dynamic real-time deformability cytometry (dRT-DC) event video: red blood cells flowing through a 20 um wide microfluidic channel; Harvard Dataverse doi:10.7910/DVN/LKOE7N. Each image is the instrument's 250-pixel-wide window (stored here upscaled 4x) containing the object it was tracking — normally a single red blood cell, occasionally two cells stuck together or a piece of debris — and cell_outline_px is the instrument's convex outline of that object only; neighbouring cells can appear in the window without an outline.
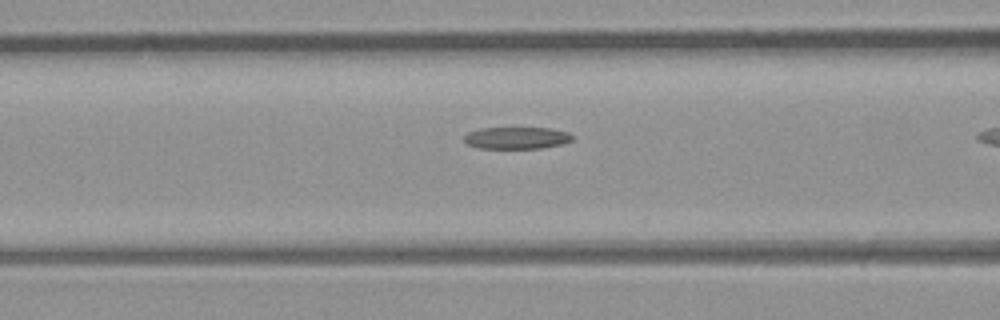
{"species": "common noctule bat (a hibernating species)", "species_latin": "Nyctalus noctula", "temperature_condition": "room temperature", "stored_images_in_passage": 26, "camera_frame_rate_fps": 3000, "um_per_image_px": 0.085, "animal": {"sex": "male", "body_mass_g": 23.1, "forearm_length_mm": 52.7}, "frame": {"image": 1, "passage_image": 8, "time_ms": 2.333, "image_size_px": [1000, 320], "cell_outline_px": [[572, 140], [560, 144], [540, 148], [476, 148], [468, 144], [464, 140], [464, 136], [468, 132], [480, 128], [552, 128], [568, 132], [572, 136]], "centroid_in_image_um": [43.89, 11.72], "position_along_channel_um": 122.7, "area_um2": 13.76}}
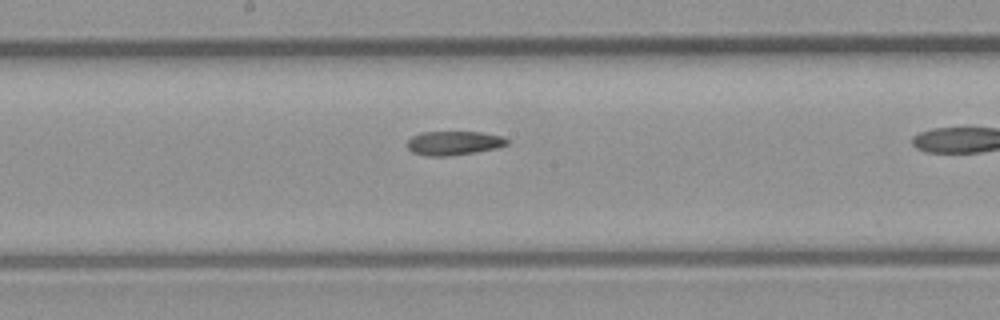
{"frame": {"image": 2, "passage_image": 14, "time_ms": 4.333, "image_size_px": [1000, 320], "cell_outline_px": [[508, 144], [496, 148], [476, 152], [448, 156], [428, 156], [412, 152], [408, 148], [408, 140], [412, 136], [420, 132], [480, 132], [500, 136], [508, 140]], "centroid_in_image_um": [38.55, 12.16], "position_along_channel_um": 209.7, "area_um2": 13.87}}
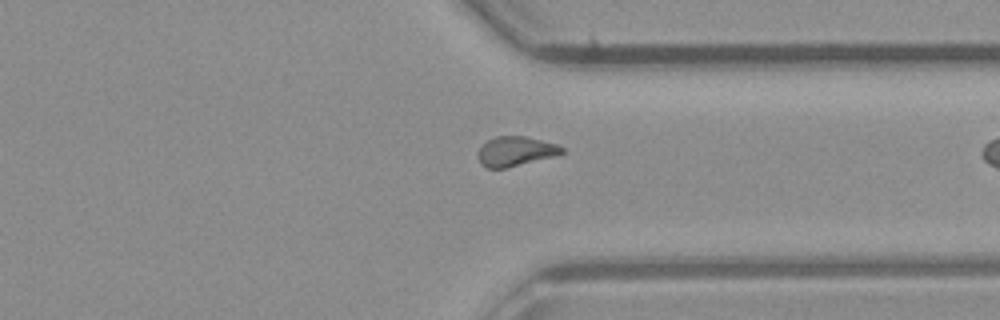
{"frame": {"image": 3, "passage_image": 25, "time_ms": 8.0, "image_size_px": [1000, 320], "cell_outline_px": [[564, 152], [552, 156], [504, 168], [488, 168], [480, 164], [480, 148], [488, 140], [496, 136], [528, 136], [556, 144], [564, 148]], "centroid_in_image_um": [43.83, 12.84], "position_along_channel_um": 367.6, "area_um2": 14.05}}